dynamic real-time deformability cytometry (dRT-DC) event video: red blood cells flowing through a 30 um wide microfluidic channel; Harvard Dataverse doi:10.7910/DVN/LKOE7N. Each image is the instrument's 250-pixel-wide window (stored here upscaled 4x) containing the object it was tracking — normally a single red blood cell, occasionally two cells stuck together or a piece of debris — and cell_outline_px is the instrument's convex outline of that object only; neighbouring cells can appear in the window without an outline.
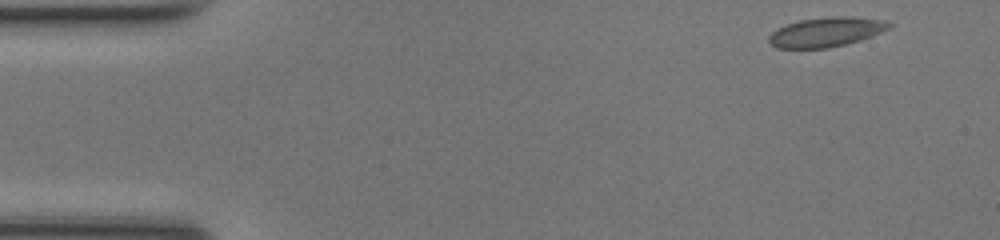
{"species": "common noctule bat (a hibernating species)", "species_latin": "Nyctalus noctula", "temperature_condition": "room temperature", "stored_images_in_passage": 46, "camera_frame_rate_fps": 3000, "um_per_image_px": 0.085, "animal": {"sex": "female", "body_mass_g": 17.0, "forearm_length_mm": 48.0}, "frame": {"image": 1, "passage_image": 1, "time_ms": 0.0, "image_size_px": [1000, 240], "cell_outline_px": [[892, 28], [872, 36], [860, 40], [828, 48], [776, 48], [768, 40], [768, 36], [772, 32], [788, 24], [800, 20], [832, 16], [852, 16], [884, 20], [892, 24]], "centroid_in_image_um": [70.27, 2.72], "position_along_channel_um": 14.7, "area_um2": 20.63}}
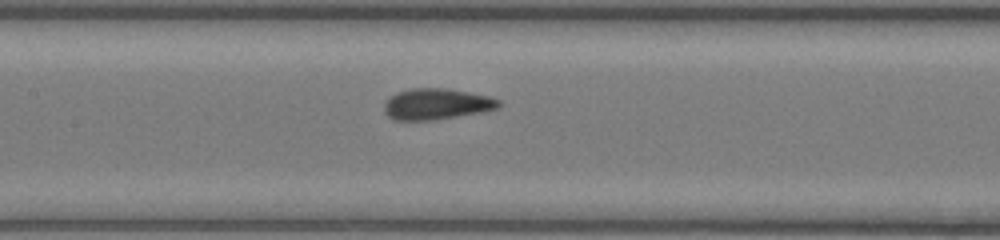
{"frame": {"image": 2, "passage_image": 20, "time_ms": 6.333, "image_size_px": [1000, 240], "cell_outline_px": [[500, 108], [484, 112], [432, 120], [392, 120], [388, 116], [384, 108], [384, 104], [396, 92], [412, 88], [444, 88], [468, 92], [488, 96], [500, 100]], "centroid_in_image_um": [37.13, 8.85], "position_along_channel_um": 170.3, "area_um2": 20.69}}
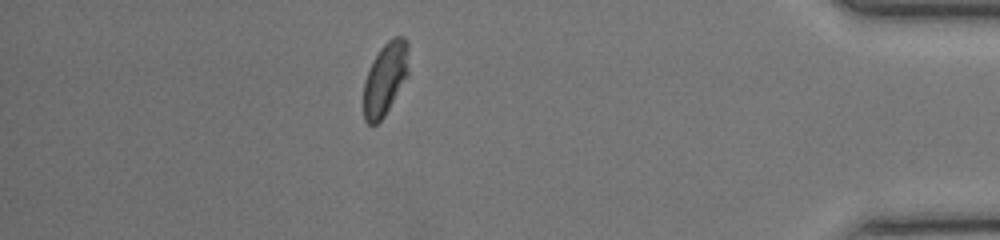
{"frame": {"image": 3, "passage_image": 40, "time_ms": 13.0, "image_size_px": [1000, 240], "cell_outline_px": [[408, 76], [384, 116], [376, 124], [368, 124], [364, 120], [364, 80], [380, 48], [392, 36], [404, 36], [408, 40]], "centroid_in_image_um": [32.77, 6.66], "position_along_channel_um": 402.4, "area_um2": 19.02}, "authors_computed_cell_mechanics": {"area_um2": 20.0566, "velocity_mm_per_s": 4.2066, "shape_relaxation_time_tau1_ms": 5.072, "shape_relaxation_time_tau2_ms": 0.7853, "deformation_change_tau1": 0.1284, "deformation_change_tau2": 0.0463}}